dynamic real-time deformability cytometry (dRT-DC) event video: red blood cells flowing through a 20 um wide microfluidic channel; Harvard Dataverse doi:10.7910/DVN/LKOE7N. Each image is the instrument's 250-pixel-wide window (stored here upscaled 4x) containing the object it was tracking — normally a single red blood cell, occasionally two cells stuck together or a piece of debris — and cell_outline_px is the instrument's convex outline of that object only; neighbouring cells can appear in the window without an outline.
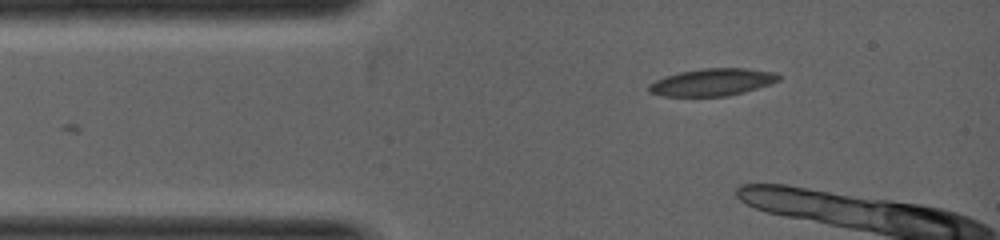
{"species": "common noctule bat (a hibernating species)", "species_latin": "Nyctalus noctula", "temperature_condition": "warm", "stored_images_in_passage": 4, "camera_frame_rate_fps": 5000, "um_per_image_px": 0.085, "animal": {"sex": "female", "body_mass_g": 19.0, "forearm_length_mm": 53.3}, "frame": {"image": 1, "passage_image": 4, "time_ms": 1.0, "image_size_px": [1000, 240], "cell_outline_px": [[784, 76], [780, 80], [772, 84], [744, 92], [728, 96], [660, 96], [648, 92], [648, 84], [664, 76], [680, 72], [704, 68], [744, 68], [776, 72]], "centroid_in_image_um": [60.58, 6.98], "position_along_channel_um": 24.4, "area_um2": 20.92}}